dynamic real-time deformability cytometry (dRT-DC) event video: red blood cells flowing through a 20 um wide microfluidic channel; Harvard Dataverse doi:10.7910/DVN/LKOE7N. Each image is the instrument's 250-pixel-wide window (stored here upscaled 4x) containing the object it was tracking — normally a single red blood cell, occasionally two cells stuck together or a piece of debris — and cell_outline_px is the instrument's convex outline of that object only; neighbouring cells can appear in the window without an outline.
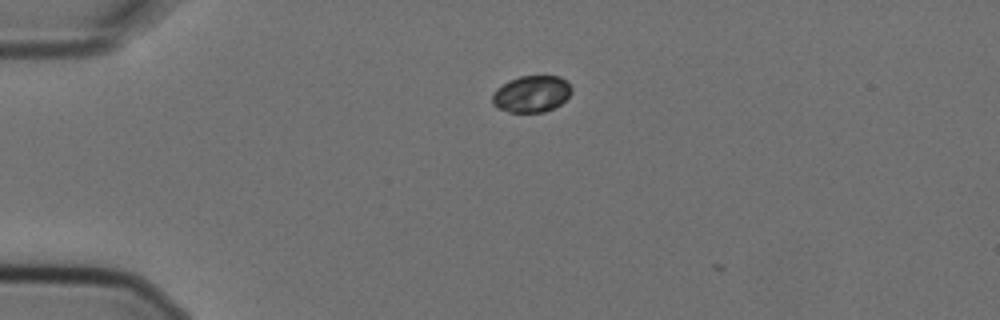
{"species": "Egyptian fruit bat (a non-hibernating species)", "species_latin": "Rousettus aegyptiacus", "temperature_condition": "cold", "stored_images_in_passage": 2, "camera_frame_rate_fps": 3000, "um_per_image_px": 0.085, "animal": {"sex": "female"}, "frame": {"image": 1, "passage_image": 1, "time_ms": 0.0, "image_size_px": [1000, 320], "cell_outline_px": [[572, 92], [560, 104], [544, 112], [508, 112], [496, 108], [492, 104], [492, 92], [496, 88], [508, 80], [520, 76], [560, 76], [572, 88]], "centroid_in_image_um": [45.13, 7.98], "position_along_channel_um": 39.9, "area_um2": 16.99}}